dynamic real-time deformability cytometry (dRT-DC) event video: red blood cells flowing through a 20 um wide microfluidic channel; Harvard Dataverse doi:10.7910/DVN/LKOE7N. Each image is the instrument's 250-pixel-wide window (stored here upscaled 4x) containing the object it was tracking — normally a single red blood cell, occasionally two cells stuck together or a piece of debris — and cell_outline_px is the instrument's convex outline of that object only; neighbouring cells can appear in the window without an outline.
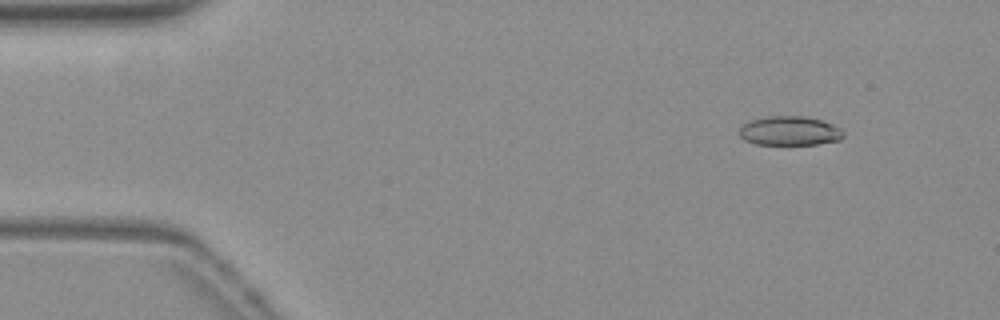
{"species": "common noctule bat (a hibernating species)", "species_latin": "Nyctalus noctula", "temperature_condition": "warm", "stored_images_in_passage": 54, "camera_frame_rate_fps": 3000, "um_per_image_px": 0.085, "animal": {"sex": "female", "body_mass_g": 19.3, "forearm_length_mm": 54.1}, "frame": {"image": 1, "passage_image": 6, "time_ms": 1.667, "image_size_px": [1000, 320], "cell_outline_px": [[844, 136], [840, 140], [816, 144], [756, 144], [744, 140], [740, 136], [740, 128], [744, 124], [752, 120], [768, 116], [804, 116], [820, 120], [832, 124], [840, 128], [844, 132]], "centroid_in_image_um": [67.14, 11.12], "position_along_channel_um": 17.9, "area_um2": 17.57}}
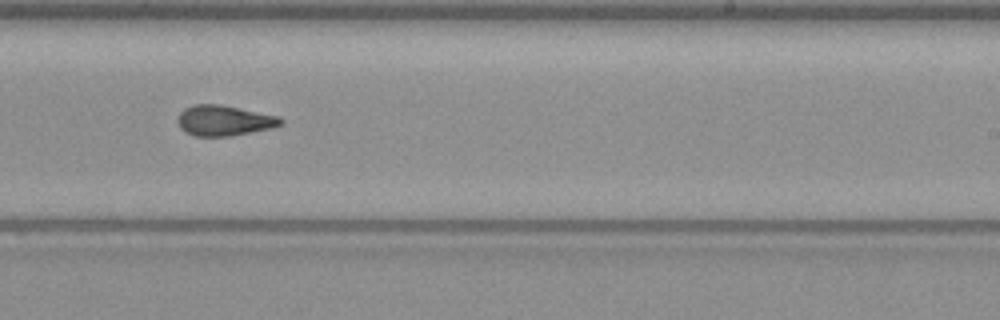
{"frame": {"image": 2, "passage_image": 33, "time_ms": 10.667, "image_size_px": [1000, 320], "cell_outline_px": [[284, 120], [280, 124], [272, 128], [228, 136], [196, 136], [184, 132], [180, 128], [176, 120], [180, 112], [184, 108], [196, 104], [220, 104], [280, 116]], "centroid_in_image_um": [19.02, 10.24], "position_along_channel_um": 270.0, "area_um2": 18.32}}
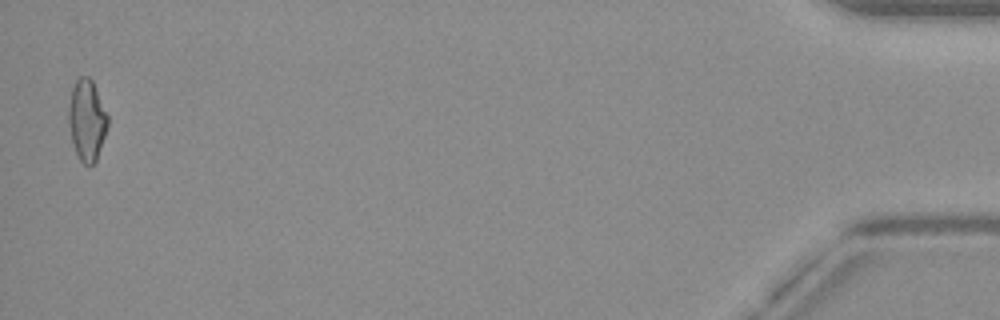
{"frame": {"image": 3, "passage_image": 53, "time_ms": 17.333, "image_size_px": [1000, 320], "cell_outline_px": [[108, 124], [96, 160], [92, 164], [84, 164], [80, 160], [76, 152], [72, 140], [68, 124], [68, 104], [72, 88], [76, 80], [80, 76], [88, 76], [92, 80], [108, 116]], "centroid_in_image_um": [7.36, 10.18], "position_along_channel_um": 427.8, "area_um2": 18.26}, "authors_computed_cell_mechanics": {"area_um2": 18.207, "velocity_mm_per_s": 3.8601, "shape_relaxation_time_tau1_ms": null, "shape_relaxation_time_tau2_ms": 1.9102, "deformation_change_tau1": null, "deformation_change_tau2": 0.0931}}